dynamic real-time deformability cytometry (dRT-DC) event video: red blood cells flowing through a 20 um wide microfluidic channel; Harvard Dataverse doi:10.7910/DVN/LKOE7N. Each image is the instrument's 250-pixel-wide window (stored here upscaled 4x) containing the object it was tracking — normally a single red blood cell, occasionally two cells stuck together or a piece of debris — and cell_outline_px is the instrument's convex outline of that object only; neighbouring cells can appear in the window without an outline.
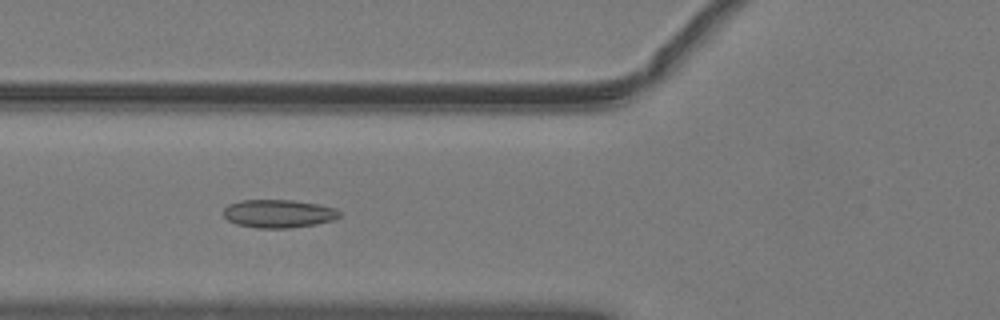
{"species": "common noctule bat (a hibernating species)", "species_latin": "Nyctalus noctula", "temperature_condition": "warm", "stored_images_in_passage": 51, "camera_frame_rate_fps": 3000, "um_per_image_px": 0.085, "animal": {"sex": "male", "body_mass_g": 19.2, "forearm_length_mm": 51.8}, "frame": {"image": 1, "passage_image": 20, "time_ms": 6.333, "image_size_px": [1000, 320], "cell_outline_px": [[340, 216], [332, 220], [316, 224], [288, 228], [256, 228], [236, 224], [228, 220], [224, 216], [224, 208], [228, 204], [240, 200], [292, 200], [320, 204], [336, 208], [340, 212]], "centroid_in_image_um": [23.67, 18.15], "position_along_channel_um": 102.1, "area_um2": 19.13}}
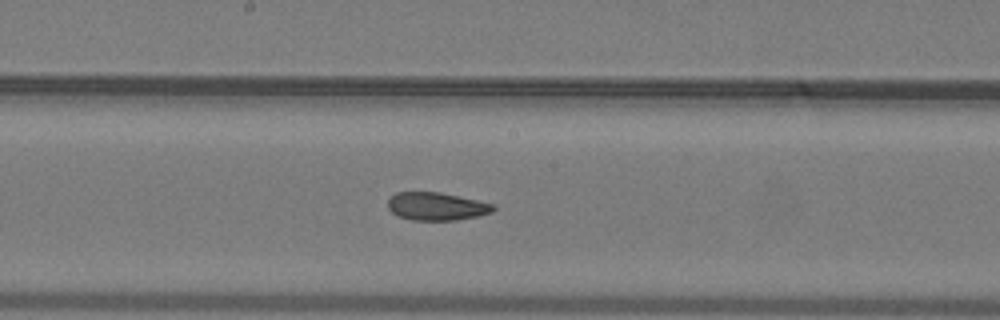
{"frame": {"image": 2, "passage_image": 28, "time_ms": 9.0, "image_size_px": [1000, 320], "cell_outline_px": [[496, 208], [492, 212], [476, 216], [456, 220], [412, 220], [400, 216], [392, 212], [388, 208], [388, 200], [396, 192], [440, 192], [476, 200], [492, 204]], "centroid_in_image_um": [37.09, 17.54], "position_along_channel_um": 211.1, "area_um2": 16.94}}
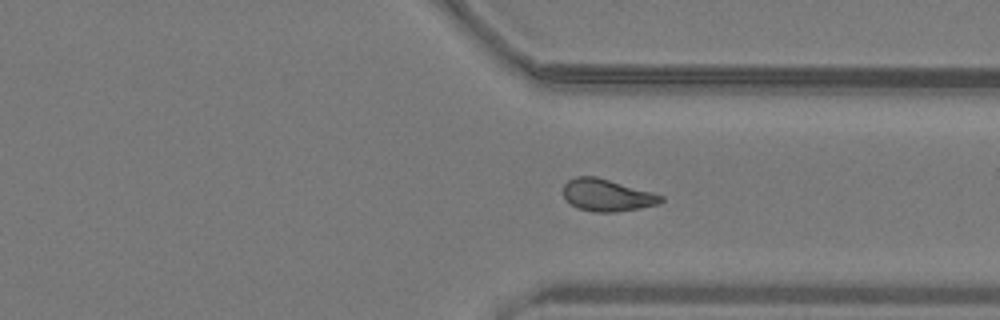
{"frame": {"image": 3, "passage_image": 39, "time_ms": 12.667, "image_size_px": [1000, 320], "cell_outline_px": [[664, 200], [660, 204], [640, 208], [616, 212], [596, 212], [576, 208], [564, 196], [564, 184], [568, 180], [576, 176], [596, 176], [652, 192], [664, 196]], "centroid_in_image_um": [51.62, 16.59], "position_along_channel_um": 359.8, "area_um2": 18.26}, "authors_computed_cell_mechanics": {"area_um2": 18.3804, "velocity_mm_per_s": 4.0644, "shape_relaxation_time_tau1_ms": null, "shape_relaxation_time_tau2_ms": 2.6018, "deformation_change_tau1": null, "deformation_change_tau2": 0.0845}}